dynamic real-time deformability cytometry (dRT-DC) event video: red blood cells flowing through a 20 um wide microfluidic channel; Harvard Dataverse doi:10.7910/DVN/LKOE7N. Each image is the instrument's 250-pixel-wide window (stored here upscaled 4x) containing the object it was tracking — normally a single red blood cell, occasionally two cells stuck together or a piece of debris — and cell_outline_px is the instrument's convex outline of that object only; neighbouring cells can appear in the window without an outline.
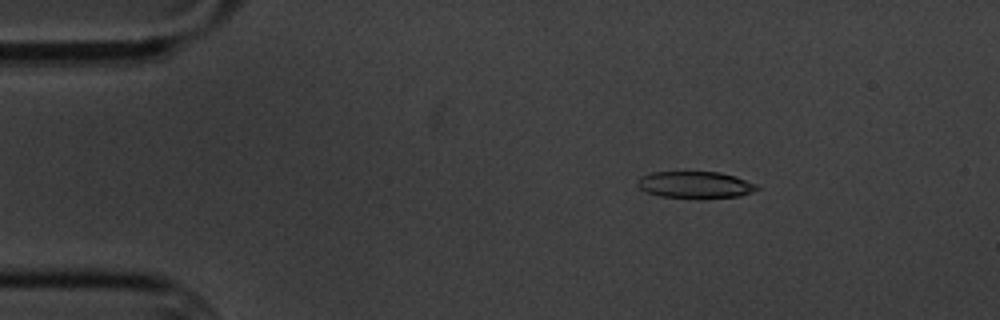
{"species": "common noctule bat (a hibernating species)", "species_latin": "Nyctalus noctula", "temperature_condition": "cold", "stored_images_in_passage": 5, "camera_frame_rate_fps": 3000, "um_per_image_px": 0.085, "animal": {"sex": "male", "body_mass_g": 20.1, "forearm_length_mm": 53.5}, "frame": {"image": 1, "passage_image": 3, "time_ms": 2.333, "image_size_px": [1000, 320], "cell_outline_px": [[760, 188], [752, 192], [740, 196], [660, 196], [648, 192], [640, 188], [636, 184], [640, 176], [652, 172], [720, 172], [736, 176], [756, 184]], "centroid_in_image_um": [59.09, 15.66], "position_along_channel_um": 25.9, "area_um2": 17.98}}